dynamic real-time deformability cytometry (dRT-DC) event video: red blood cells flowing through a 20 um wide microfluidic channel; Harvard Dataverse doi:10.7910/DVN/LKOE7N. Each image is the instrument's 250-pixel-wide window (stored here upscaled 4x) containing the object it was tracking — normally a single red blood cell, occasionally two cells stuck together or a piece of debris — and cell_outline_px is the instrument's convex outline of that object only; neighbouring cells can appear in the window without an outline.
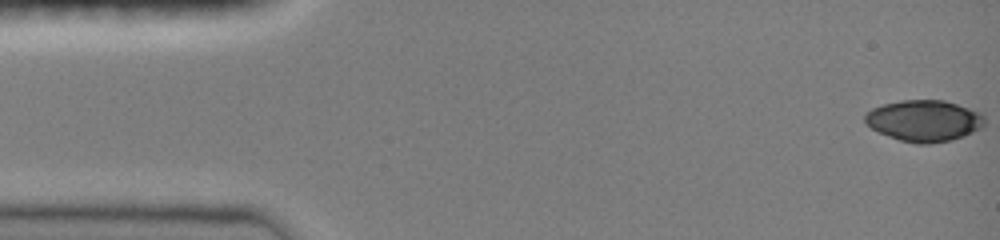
{"species": "common noctule bat (a hibernating species)", "species_latin": "Nyctalus noctula", "temperature_condition": "room temperature", "stored_images_in_passage": 47, "camera_frame_rate_fps": 3000, "um_per_image_px": 0.085, "animal": {"sex": "female", "body_mass_g": 19.0, "forearm_length_mm": 51.5}, "frame": {"image": 1, "passage_image": 1, "time_ms": 0.0, "image_size_px": [1000, 240], "cell_outline_px": [[984, 124], [980, 128], [964, 136], [952, 140], [928, 144], [916, 144], [900, 140], [888, 136], [872, 128], [864, 120], [864, 116], [872, 108], [884, 104], [900, 100], [944, 100], [984, 112]], "centroid_in_image_um": [78.58, 10.26], "position_along_channel_um": 6.4, "area_um2": 28.9}}
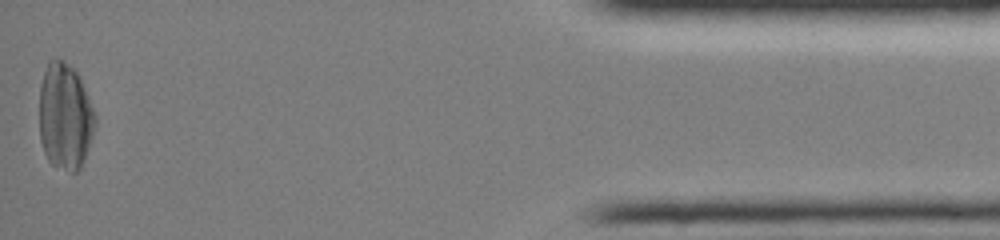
{"frame": {"image": 2, "passage_image": 47, "time_ms": 15.333, "image_size_px": [1000, 240], "cell_outline_px": [[96, 124], [84, 160], [80, 168], [76, 172], [72, 172], [52, 164], [48, 160], [44, 152], [40, 140], [40, 84], [48, 60], [64, 60], [76, 72], [84, 88], [96, 116]], "centroid_in_image_um": [5.52, 9.91], "position_along_channel_um": 429.7, "area_um2": 34.33}}